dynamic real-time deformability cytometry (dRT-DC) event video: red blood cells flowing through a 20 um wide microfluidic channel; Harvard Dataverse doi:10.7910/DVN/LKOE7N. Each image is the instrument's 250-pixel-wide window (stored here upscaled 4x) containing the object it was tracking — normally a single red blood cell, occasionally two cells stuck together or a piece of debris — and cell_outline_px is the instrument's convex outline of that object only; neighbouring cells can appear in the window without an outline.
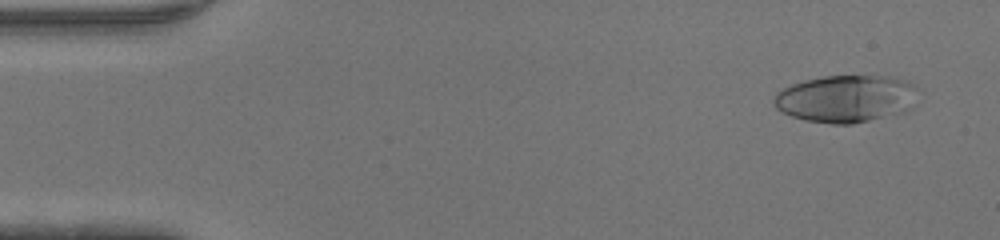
{"species": "human", "species_latin": "Homo sapiens", "temperature_condition": "warm", "stored_images_in_passage": 46, "camera_frame_rate_fps": 3000, "um_per_image_px": 0.085, "donor": {"sex": "male"}, "frame": {"image": 1, "passage_image": 3, "time_ms": 0.667, "image_size_px": [1000, 240], "cell_outline_px": [[916, 88], [904, 112], [852, 124], [832, 124], [808, 120], [792, 116], [780, 112], [776, 108], [772, 100], [776, 92], [792, 84], [804, 80], [824, 76], [888, 76], [908, 80]], "centroid_in_image_um": [71.81, 8.38], "position_along_channel_um": 13.2, "area_um2": 39.19}}
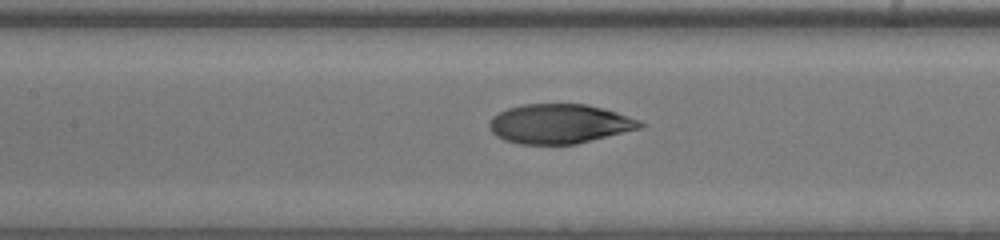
{"frame": {"image": 2, "passage_image": 21, "time_ms": 6.667, "image_size_px": [1000, 240], "cell_outline_px": [[648, 124], [640, 128], [576, 144], [520, 144], [504, 140], [496, 136], [492, 132], [488, 124], [492, 116], [508, 108], [524, 104], [588, 104], [604, 108], [640, 120]], "centroid_in_image_um": [47.56, 10.52], "position_along_channel_um": 159.8, "area_um2": 34.68}}
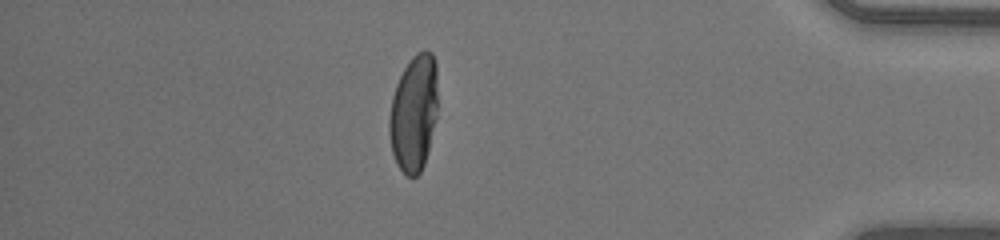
{"frame": {"image": 3, "passage_image": 40, "time_ms": 13.0, "image_size_px": [1000, 240], "cell_outline_px": [[436, 120], [424, 164], [420, 172], [416, 176], [408, 176], [396, 164], [392, 152], [388, 132], [388, 120], [392, 96], [396, 84], [404, 68], [412, 56], [416, 52], [424, 48], [432, 52], [436, 64]], "centroid_in_image_um": [35.15, 9.58], "position_along_channel_um": 400.0, "area_um2": 33.06}}